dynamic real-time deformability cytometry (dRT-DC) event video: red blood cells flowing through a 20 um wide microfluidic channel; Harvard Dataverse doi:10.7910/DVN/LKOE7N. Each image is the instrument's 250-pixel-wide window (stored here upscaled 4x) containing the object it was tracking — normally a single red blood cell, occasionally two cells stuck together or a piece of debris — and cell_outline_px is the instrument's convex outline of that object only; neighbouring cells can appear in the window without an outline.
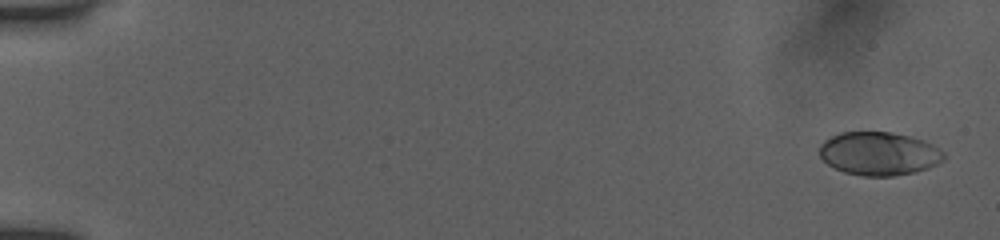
{"species": "human", "species_latin": "Homo sapiens", "temperature_condition": "room temperature", "stored_images_in_passage": 54, "camera_frame_rate_fps": 3000, "um_per_image_px": 0.085, "donor": {"sex": "female"}, "frame": {"image": 1, "passage_image": 2, "time_ms": 0.333, "image_size_px": [1000, 240], "cell_outline_px": [[944, 160], [928, 168], [916, 172], [892, 176], [864, 176], [844, 172], [828, 164], [820, 156], [820, 144], [824, 140], [840, 132], [892, 132], [912, 136], [924, 140], [932, 144], [944, 152]], "centroid_in_image_um": [74.73, 13.05], "position_along_channel_um": 10.3, "area_um2": 31.5}}
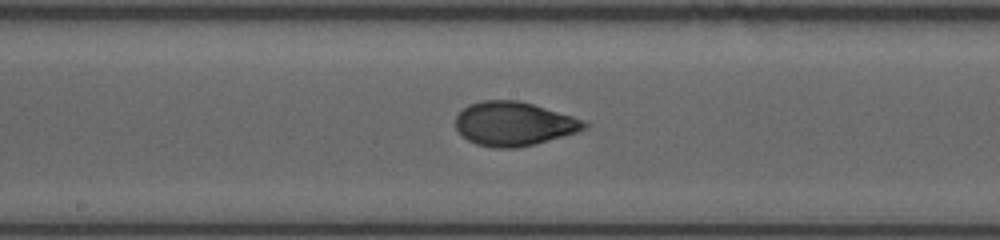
{"frame": {"image": 2, "passage_image": 30, "time_ms": 9.667, "image_size_px": [1000, 240], "cell_outline_px": [[592, 124], [588, 128], [576, 132], [536, 144], [516, 148], [492, 148], [476, 144], [468, 140], [456, 128], [456, 116], [468, 104], [484, 100], [516, 100], [532, 104], [588, 120]], "centroid_in_image_um": [43.73, 10.52], "position_along_channel_um": 204.5, "area_um2": 33.18}}
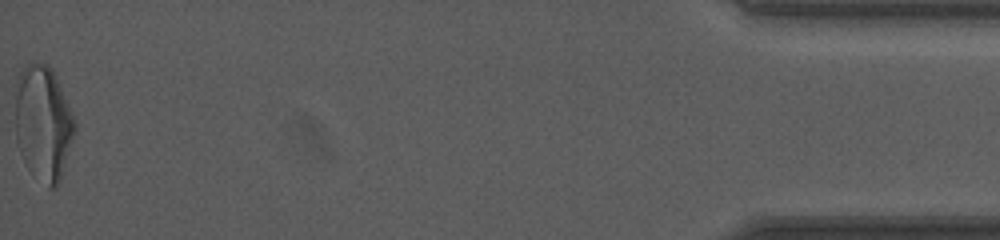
{"frame": {"image": 3, "passage_image": 54, "time_ms": 17.667, "image_size_px": [1000, 240], "cell_outline_px": [[76, 132], [60, 180], [56, 188], [48, 188], [16, 140], [16, 80], [24, 64], [48, 64], [52, 68], [56, 76], [72, 112], [76, 124]], "centroid_in_image_um": [3.72, 10.34], "position_along_channel_um": 431.5, "area_um2": 38.61}, "authors_computed_cell_mechanics": {"area_um2": 32.5703, "velocity_mm_per_s": 3.9231, "shape_relaxation_time_tau1_ms": 3.8204, "shape_relaxation_time_tau2_ms": 0.9563, "deformation_change_tau1": 0.1757, "deformation_change_tau2": 0.0487}}